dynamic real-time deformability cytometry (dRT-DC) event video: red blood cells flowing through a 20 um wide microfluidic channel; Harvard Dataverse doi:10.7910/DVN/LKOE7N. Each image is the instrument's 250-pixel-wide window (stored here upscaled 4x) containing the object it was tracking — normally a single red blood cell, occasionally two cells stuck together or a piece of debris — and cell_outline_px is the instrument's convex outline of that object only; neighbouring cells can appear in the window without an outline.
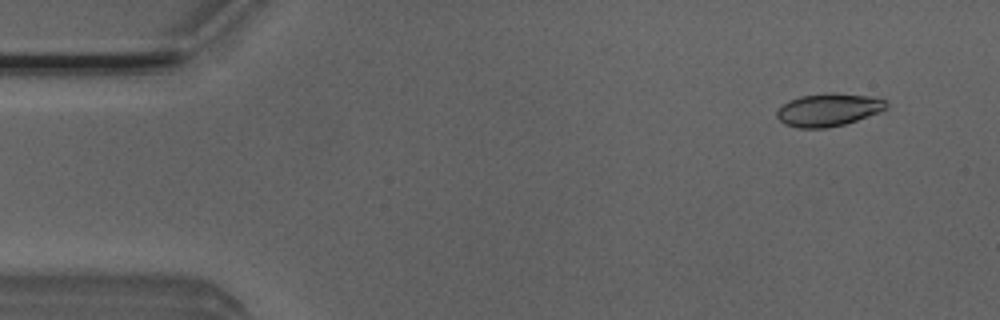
{"species": "Egyptian fruit bat (a non-hibernating species)", "species_latin": "Rousettus aegyptiacus", "temperature_condition": "room temperature", "stored_images_in_passage": 10, "camera_frame_rate_fps": 3000, "um_per_image_px": 0.085, "animal": {"sex": "male"}, "frame": {"image": 1, "passage_image": 4, "time_ms": 1.0, "image_size_px": [1000, 320], "cell_outline_px": [[888, 108], [880, 112], [844, 124], [824, 128], [796, 128], [784, 124], [776, 116], [776, 112], [788, 100], [800, 96], [832, 92], [872, 96], [888, 100]], "centroid_in_image_um": [70.44, 9.32], "position_along_channel_um": 14.6, "area_um2": 21.1}}